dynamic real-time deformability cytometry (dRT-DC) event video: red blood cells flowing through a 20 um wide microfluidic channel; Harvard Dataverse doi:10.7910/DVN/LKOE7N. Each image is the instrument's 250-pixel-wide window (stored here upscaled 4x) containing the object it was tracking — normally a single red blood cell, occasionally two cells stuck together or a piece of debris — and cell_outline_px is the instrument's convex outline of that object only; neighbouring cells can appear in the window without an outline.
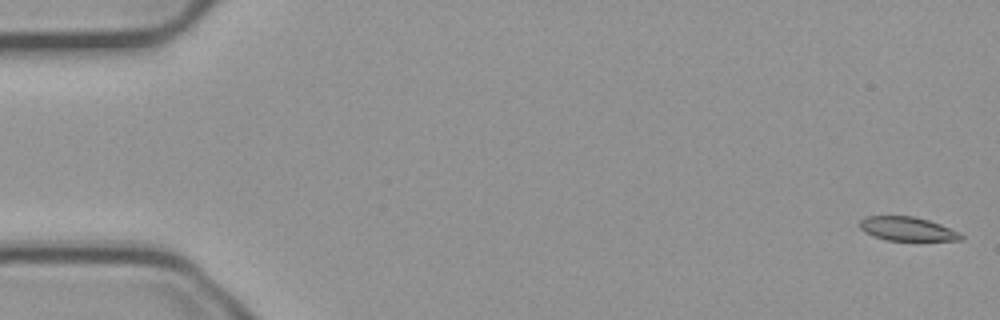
{"species": "common noctule bat (a hibernating species)", "species_latin": "Nyctalus noctula", "temperature_condition": "cold", "stored_images_in_passage": 55, "camera_frame_rate_fps": 3000, "um_per_image_px": 0.085, "animal": {"sex": "male", "body_mass_g": 23.1, "forearm_length_mm": 52.7}, "frame": {"image": 1, "passage_image": 1, "time_ms": 0.0, "image_size_px": [1000, 320], "cell_outline_px": [[964, 240], [884, 240], [872, 236], [864, 232], [860, 228], [860, 220], [864, 216], [912, 216], [928, 220], [940, 224], [960, 232], [964, 236]], "centroid_in_image_um": [77.11, 19.45], "position_along_channel_um": 7.9, "area_um2": 14.16}}
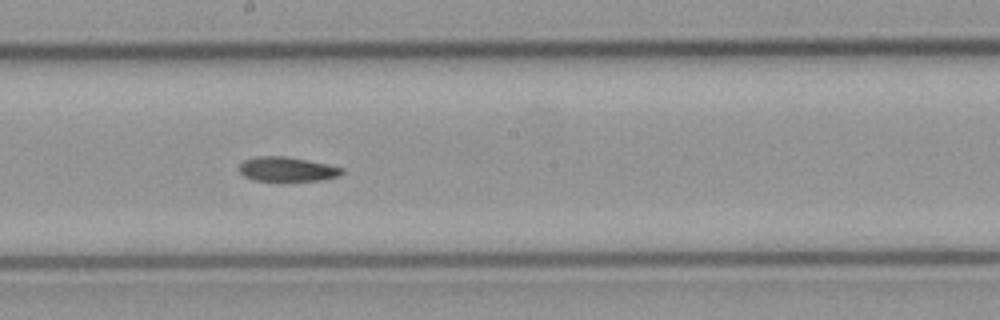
{"frame": {"image": 2, "passage_image": 30, "time_ms": 9.667, "image_size_px": [1000, 320], "cell_outline_px": [[344, 172], [336, 176], [320, 180], [280, 184], [252, 180], [244, 176], [240, 172], [240, 164], [244, 160], [256, 156], [284, 156], [344, 168]], "centroid_in_image_um": [24.34, 14.44], "position_along_channel_um": 223.9, "area_um2": 15.2}}
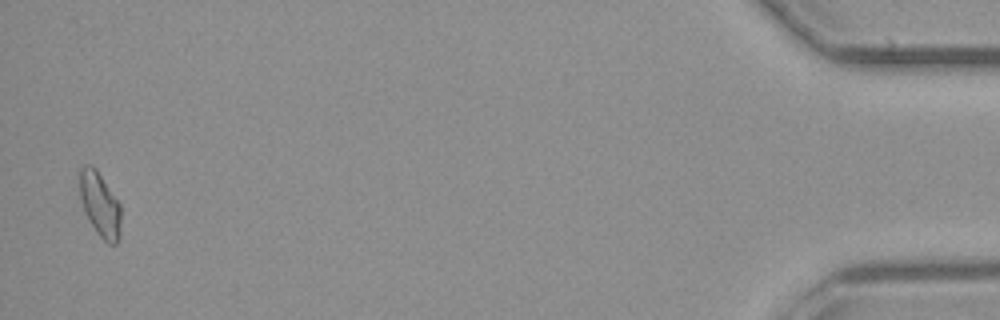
{"frame": {"image": 3, "passage_image": 54, "time_ms": 17.667, "image_size_px": [1000, 320], "cell_outline_px": [[120, 240], [116, 244], [108, 244], [96, 232], [80, 200], [80, 168], [84, 164], [92, 164], [96, 168], [120, 204]], "centroid_in_image_um": [8.51, 17.37], "position_along_channel_um": 426.7, "area_um2": 15.37}, "authors_computed_cell_mechanics": {"area_um2": 15.317, "velocity_mm_per_s": 3.7416, "shape_relaxation_time_tau1_ms": 5.6183, "shape_relaxation_time_tau2_ms": 10.618, "deformation_change_tau1": 0.1532, "deformation_change_tau2": 0.1561}}